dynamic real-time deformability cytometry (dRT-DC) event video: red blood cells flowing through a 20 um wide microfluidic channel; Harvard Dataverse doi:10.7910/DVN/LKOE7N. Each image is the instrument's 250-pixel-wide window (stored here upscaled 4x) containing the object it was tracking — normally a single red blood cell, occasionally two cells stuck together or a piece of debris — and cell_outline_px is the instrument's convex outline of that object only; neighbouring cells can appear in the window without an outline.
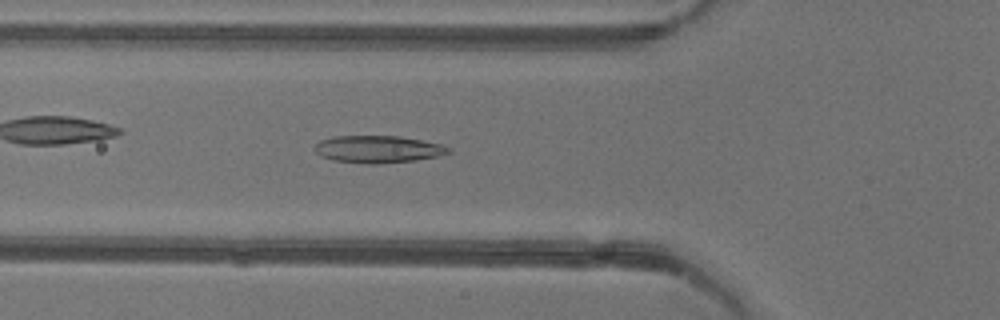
{"species": "common noctule bat (a hibernating species)", "species_latin": "Nyctalus noctula", "temperature_condition": "warm", "stored_images_in_passage": 51, "camera_frame_rate_fps": 3000, "um_per_image_px": 0.085, "animal": {"sex": "female"}, "frame": {"image": 1, "passage_image": 17, "time_ms": 5.333, "image_size_px": [1000, 320], "cell_outline_px": [[452, 152], [440, 156], [416, 160], [380, 164], [368, 164], [332, 160], [320, 156], [312, 148], [320, 140], [332, 136], [400, 136], [440, 144], [452, 148]], "centroid_in_image_um": [32.12, 12.69], "position_along_channel_um": 93.7, "area_um2": 21.5}}
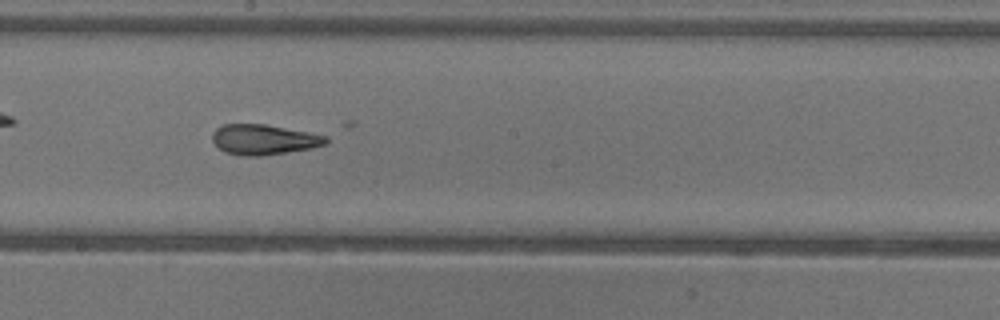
{"frame": {"image": 2, "passage_image": 27, "time_ms": 8.667, "image_size_px": [1000, 320], "cell_outline_px": [[328, 140], [324, 144], [312, 148], [260, 156], [240, 156], [224, 152], [212, 140], [212, 132], [216, 128], [224, 124], [264, 124], [308, 132], [328, 136]], "centroid_in_image_um": [22.39, 11.86], "position_along_channel_um": 225.8, "area_um2": 19.94}}
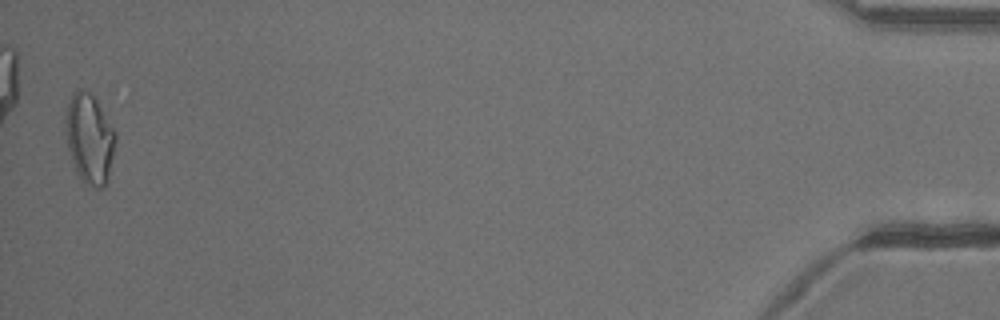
{"frame": {"image": 3, "passage_image": 50, "time_ms": 16.333, "image_size_px": [1000, 320], "cell_outline_px": [[116, 140], [108, 180], [104, 188], [96, 188], [84, 184], [76, 176], [68, 148], [64, 132], [64, 120], [68, 104], [72, 92], [80, 88], [88, 92], [96, 100], [116, 132]], "centroid_in_image_um": [7.58, 11.83], "position_along_channel_um": 427.6, "area_um2": 26.59}, "authors_computed_cell_mechanics": {"area_um2": 21.5016, "velocity_mm_per_s": 3.9411, "shape_relaxation_time_tau1_ms": null, "shape_relaxation_time_tau2_ms": 1.5697, "deformation_change_tau1": null, "deformation_change_tau2": 0.0922}}